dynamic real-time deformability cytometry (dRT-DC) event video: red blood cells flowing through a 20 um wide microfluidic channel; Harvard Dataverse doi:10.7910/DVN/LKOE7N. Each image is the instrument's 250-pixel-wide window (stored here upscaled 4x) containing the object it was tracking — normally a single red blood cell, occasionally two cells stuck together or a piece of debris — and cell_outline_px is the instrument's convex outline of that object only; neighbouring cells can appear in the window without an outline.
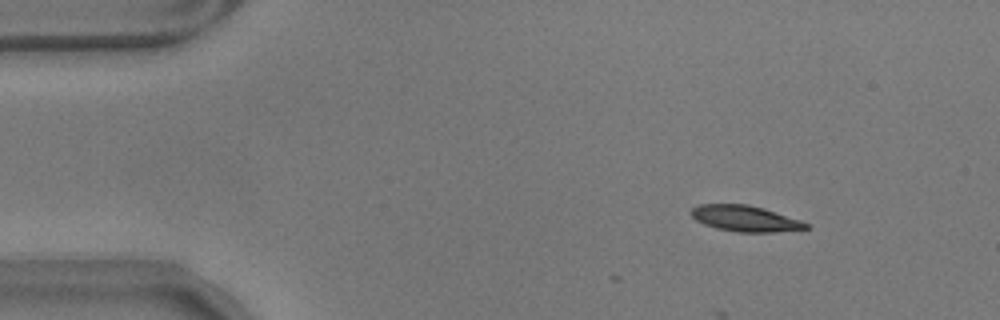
{"species": "common noctule bat (a hibernating species)", "species_latin": "Nyctalus noctula", "temperature_condition": "warm", "stored_images_in_passage": 7, "camera_frame_rate_fps": 3000, "um_per_image_px": 0.085, "animal": {"sex": "male", "body_mass_g": 17.9}, "frame": {"image": 1, "passage_image": 1, "time_ms": 0.0, "image_size_px": [1000, 320], "cell_outline_px": [[812, 224], [808, 228], [772, 232], [736, 232], [716, 228], [704, 224], [696, 220], [688, 212], [692, 208], [700, 204], [748, 204], [764, 208]], "centroid_in_image_um": [63.32, 18.57], "position_along_channel_um": 21.7, "area_um2": 17.4}}